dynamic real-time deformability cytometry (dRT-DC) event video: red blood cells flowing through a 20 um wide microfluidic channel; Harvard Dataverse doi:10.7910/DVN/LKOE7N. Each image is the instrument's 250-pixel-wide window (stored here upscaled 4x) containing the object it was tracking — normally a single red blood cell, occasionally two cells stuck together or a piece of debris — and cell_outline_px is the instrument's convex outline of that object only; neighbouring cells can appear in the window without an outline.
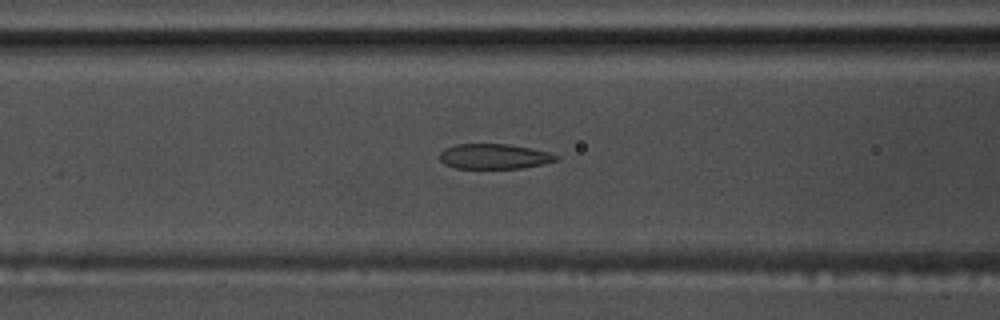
{"species": "common noctule bat (a hibernating species)", "species_latin": "Nyctalus noctula", "temperature_condition": "warm", "stored_images_in_passage": 38, "camera_frame_rate_fps": 3000, "um_per_image_px": 0.085, "animal": {"sex": "male", "body_mass_g": 17.5, "forearm_length_mm": 52.3}, "frame": {"image": 1, "passage_image": 6, "time_ms": 1.667, "image_size_px": [1000, 320], "cell_outline_px": [[560, 156], [556, 160], [544, 164], [524, 168], [456, 168], [444, 164], [440, 160], [440, 152], [444, 148], [456, 144], [508, 144], [532, 148], [548, 152]], "centroid_in_image_um": [42.01, 13.29], "position_along_channel_um": 124.6, "area_um2": 17.11}}
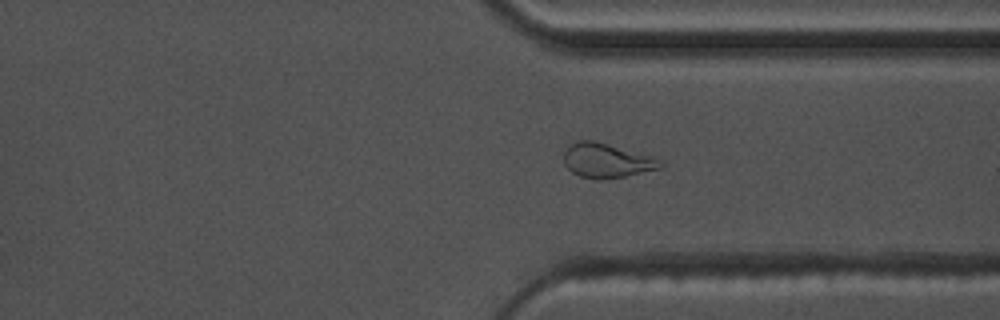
{"frame": {"image": 2, "passage_image": 25, "time_ms": 8.0, "image_size_px": [1000, 320], "cell_outline_px": [[664, 168], [608, 180], [596, 180], [580, 176], [572, 172], [564, 164], [564, 152], [572, 144], [580, 140], [592, 140], [652, 156], [664, 164]], "centroid_in_image_um": [51.59, 13.68], "position_along_channel_um": 359.8, "area_um2": 19.42}}
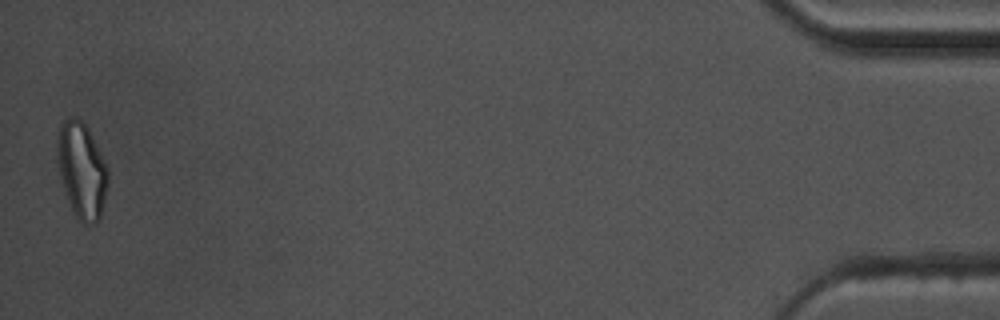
{"frame": {"image": 3, "passage_image": 38, "time_ms": 12.333, "image_size_px": [1000, 320], "cell_outline_px": [[108, 184], [100, 216], [96, 224], [84, 224], [76, 216], [64, 192], [56, 160], [56, 132], [60, 124], [68, 116], [76, 116], [84, 120], [108, 168]], "centroid_in_image_um": [6.91, 14.4], "position_along_channel_um": 428.3, "area_um2": 28.78}, "authors_computed_cell_mechanics": {"area_um2": 18.0336, "velocity_mm_per_s": 3.7159, "shape_relaxation_time_tau1_ms": 10.0885, "shape_relaxation_time_tau2_ms": 2.2474, "deformation_change_tau1": 0.2632, "deformation_change_tau2": 0.0964}}